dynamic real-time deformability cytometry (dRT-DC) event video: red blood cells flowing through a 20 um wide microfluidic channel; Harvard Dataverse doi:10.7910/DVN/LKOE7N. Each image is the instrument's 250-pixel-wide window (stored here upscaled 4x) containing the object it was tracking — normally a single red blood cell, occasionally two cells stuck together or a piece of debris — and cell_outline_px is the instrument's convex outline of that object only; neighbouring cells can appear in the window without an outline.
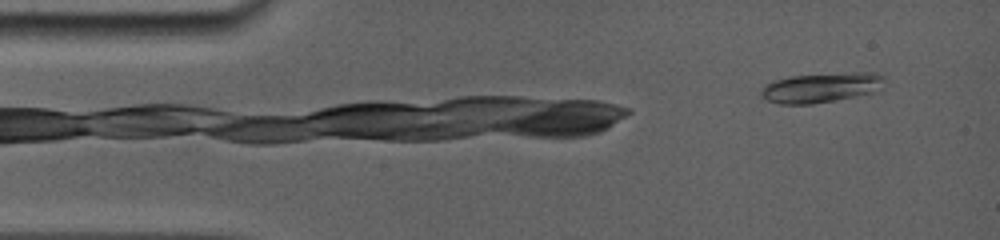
{"species": "common noctule bat (a hibernating species)", "species_latin": "Nyctalus noctula", "temperature_condition": "room temperature", "stored_images_in_passage": 5, "camera_frame_rate_fps": 5000, "um_per_image_px": 0.085, "animal": {"sex": "female", "body_mass_g": 19.0, "forearm_length_mm": 56.7}, "frame": {"image": 1, "passage_image": 1, "time_ms": 0.0, "image_size_px": [1000, 240], "cell_outline_px": [[884, 80], [876, 92], [812, 104], [780, 104], [768, 100], [760, 96], [760, 88], [764, 84], [772, 80], [788, 76], [856, 72], [876, 72], [884, 76]], "centroid_in_image_um": [69.74, 7.43], "position_along_channel_um": 15.3, "area_um2": 21.56}}
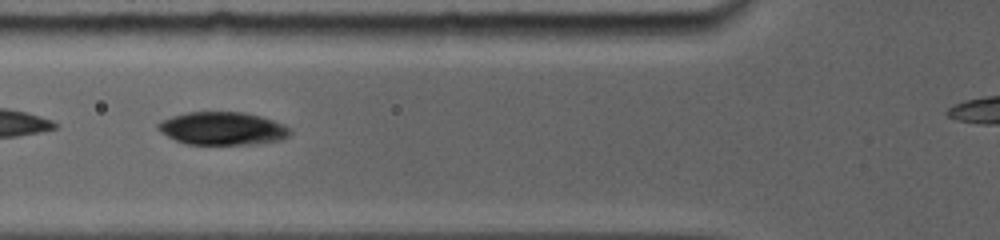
{"frame": {"image": 2, "passage_image": 4, "time_ms": 2.4, "image_size_px": [1000, 240], "cell_outline_px": [[292, 132], [288, 136], [280, 140], [256, 144], [188, 144], [176, 140], [160, 132], [156, 128], [156, 124], [160, 120], [172, 116], [188, 112], [244, 112], [260, 116], [284, 124]], "centroid_in_image_um": [18.89, 10.91], "position_along_channel_um": 106.9, "area_um2": 25.37}}